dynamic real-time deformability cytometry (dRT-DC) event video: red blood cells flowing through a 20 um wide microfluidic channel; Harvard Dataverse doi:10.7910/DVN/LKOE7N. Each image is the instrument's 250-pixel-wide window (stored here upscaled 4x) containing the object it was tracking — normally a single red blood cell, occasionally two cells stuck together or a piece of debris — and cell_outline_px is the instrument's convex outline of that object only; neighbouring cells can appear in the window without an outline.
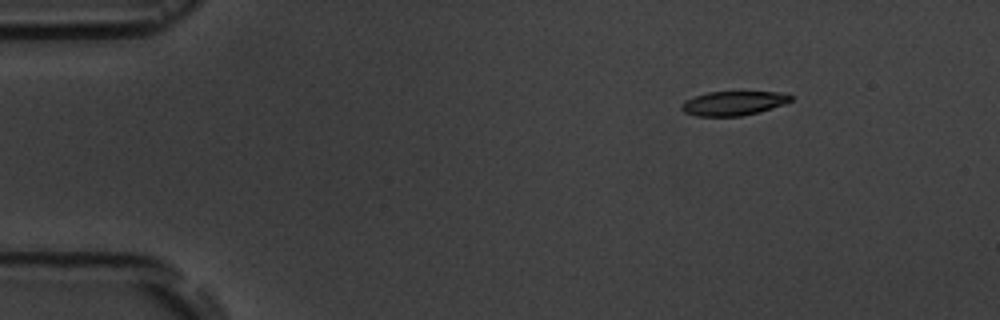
{"species": "common noctule bat (a hibernating species)", "species_latin": "Nyctalus noctula", "temperature_condition": "room temperature", "stored_images_in_passage": 3, "camera_frame_rate_fps": 3000, "um_per_image_px": 0.085, "animal": {"sex": "male", "body_mass_g": 19.5, "forearm_length_mm": 54.6}, "frame": {"image": 1, "passage_image": 1, "time_ms": 0.0, "image_size_px": [1000, 320], "cell_outline_px": [[792, 100], [784, 104], [756, 112], [740, 116], [696, 116], [684, 112], [680, 108], [680, 104], [684, 100], [708, 92], [788, 92], [792, 96]], "centroid_in_image_um": [62.32, 8.77], "position_along_channel_um": 22.7, "area_um2": 15.37}}